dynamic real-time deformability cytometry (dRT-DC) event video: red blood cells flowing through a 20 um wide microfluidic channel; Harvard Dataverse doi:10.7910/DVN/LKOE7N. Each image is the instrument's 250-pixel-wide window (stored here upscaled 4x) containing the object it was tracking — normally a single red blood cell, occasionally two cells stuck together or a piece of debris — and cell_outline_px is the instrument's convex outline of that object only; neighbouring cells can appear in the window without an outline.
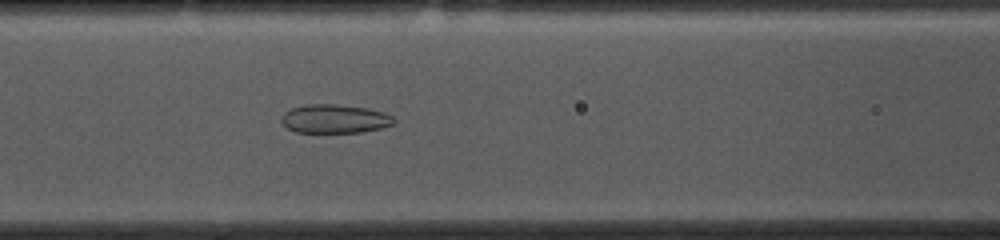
{"species": "common noctule bat (a hibernating species)", "species_latin": "Nyctalus noctula", "temperature_condition": "cold", "stored_images_in_passage": 53, "camera_frame_rate_fps": 3000, "um_per_image_px": 0.085, "animal": {"sex": "female", "body_mass_g": 10.0, "forearm_length_mm": 53.1}, "frame": {"image": 1, "passage_image": 21, "time_ms": 6.667, "image_size_px": [1000, 240], "cell_outline_px": [[396, 120], [392, 124], [380, 128], [360, 132], [296, 132], [288, 128], [280, 120], [284, 112], [292, 108], [304, 104], [336, 104], [368, 108], [384, 112], [392, 116]], "centroid_in_image_um": [28.44, 10.09], "position_along_channel_um": 138.2, "area_um2": 18.79}}
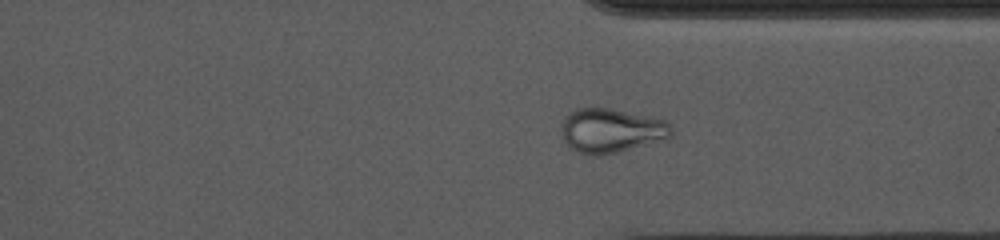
{"frame": {"image": 2, "passage_image": 39, "time_ms": 12.667, "image_size_px": [1000, 240], "cell_outline_px": [[672, 132], [664, 140], [616, 152], [596, 156], [588, 156], [576, 152], [564, 140], [564, 116], [576, 108], [608, 108], [664, 120], [672, 124]], "centroid_in_image_um": [51.95, 11.11], "position_along_channel_um": 359.4, "area_um2": 27.92}}
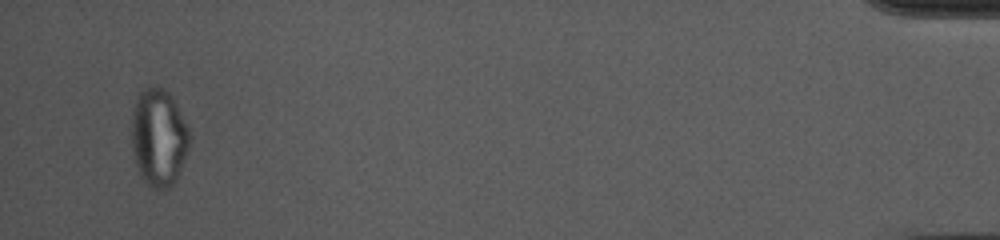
{"frame": {"image": 3, "passage_image": 51, "time_ms": 16.667, "image_size_px": [1000, 240], "cell_outline_px": [[192, 140], [176, 180], [168, 188], [156, 188], [148, 184], [144, 180], [136, 164], [132, 148], [132, 112], [136, 100], [140, 92], [148, 84], [152, 84], [164, 88], [168, 92], [176, 104], [188, 128]], "centroid_in_image_um": [13.5, 11.64], "position_along_channel_um": 421.7, "area_um2": 32.89}, "authors_computed_cell_mechanics": {"area_um2": 25.8944, "velocity_mm_per_s": 3.7014, "shape_relaxation_time_tau1_ms": null, "shape_relaxation_time_tau2_ms": 2.0815, "deformation_change_tau1": null, "deformation_change_tau2": 0.067}}